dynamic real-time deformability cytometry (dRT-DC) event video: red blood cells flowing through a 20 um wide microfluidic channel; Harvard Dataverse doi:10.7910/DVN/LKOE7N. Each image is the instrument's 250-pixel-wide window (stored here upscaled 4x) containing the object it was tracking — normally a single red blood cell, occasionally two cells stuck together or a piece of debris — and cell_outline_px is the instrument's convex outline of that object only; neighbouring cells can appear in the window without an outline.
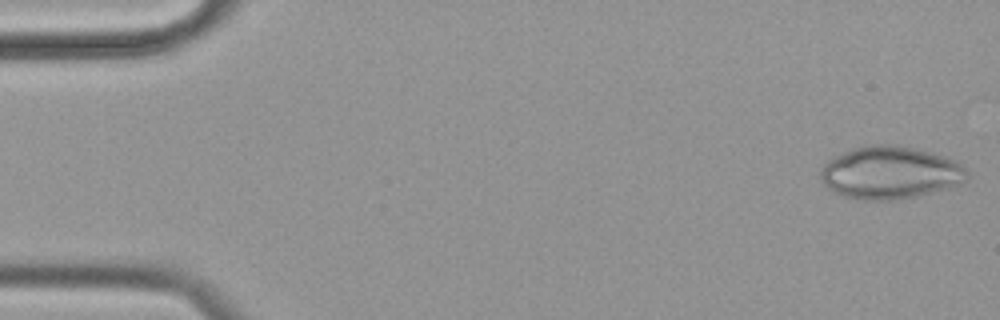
{"species": "common noctule bat (a hibernating species)", "species_latin": "Nyctalus noctula", "temperature_condition": "cold", "stored_images_in_passage": 23, "camera_frame_rate_fps": 3000, "um_per_image_px": 0.085, "animal": {"sex": "female", "body_mass_g": 19.9}, "frame": {"image": 1, "passage_image": 1, "time_ms": 0.0, "image_size_px": [1000, 320], "cell_outline_px": [[968, 180], [960, 184], [948, 188], [916, 196], [892, 200], [864, 200], [844, 196], [832, 192], [820, 180], [820, 172], [824, 164], [832, 156], [852, 148], [864, 144], [896, 144], [916, 148], [944, 156], [960, 164], [968, 172]], "centroid_in_image_um": [75.63, 14.66], "position_along_channel_um": 9.4, "area_um2": 45.32}}